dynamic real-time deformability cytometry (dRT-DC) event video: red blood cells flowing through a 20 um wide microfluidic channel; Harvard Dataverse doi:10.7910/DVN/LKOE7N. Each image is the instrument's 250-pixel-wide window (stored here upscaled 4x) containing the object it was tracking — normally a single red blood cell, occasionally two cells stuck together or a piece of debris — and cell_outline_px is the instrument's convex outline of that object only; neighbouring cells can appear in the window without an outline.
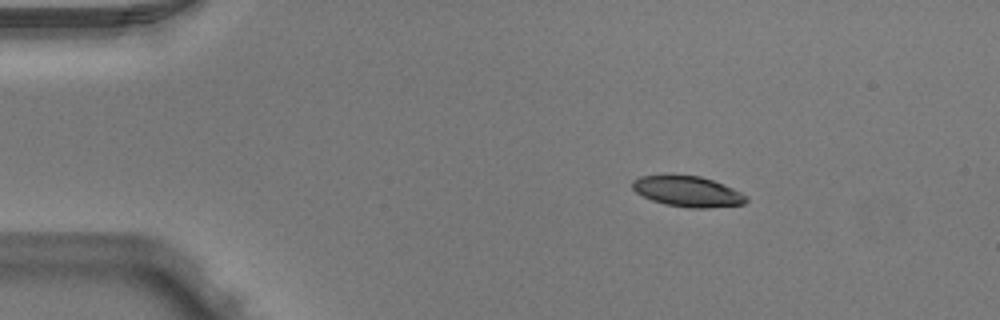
{"species": "Egyptian fruit bat (a non-hibernating species)", "species_latin": "Rousettus aegyptiacus", "temperature_condition": "warm", "stored_images_in_passage": 6, "camera_frame_rate_fps": 3000, "um_per_image_px": 0.085, "animal": {"sex": "male"}, "frame": {"image": 1, "passage_image": 2, "time_ms": 0.333, "image_size_px": [1000, 320], "cell_outline_px": [[748, 200], [744, 204], [708, 208], [688, 208], [664, 204], [652, 200], [636, 192], [632, 188], [632, 180], [640, 176], [664, 172], [668, 172], [700, 176], [724, 184], [748, 196]], "centroid_in_image_um": [58.4, 16.23], "position_along_channel_um": 26.6, "area_um2": 21.04}}
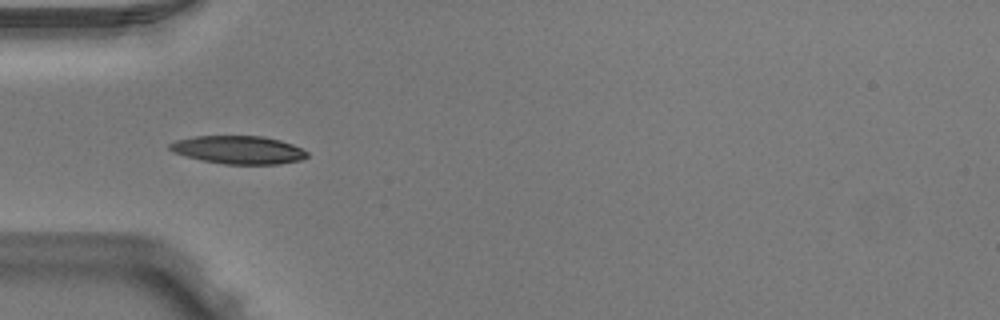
{"frame": {"image": 2, "passage_image": 4, "time_ms": 1.0, "image_size_px": [1000, 320], "cell_outline_px": [[308, 156], [300, 160], [280, 164], [224, 164], [200, 160], [172, 152], [168, 148], [168, 144], [176, 140], [196, 136], [264, 136], [280, 140], [292, 144], [308, 152]], "centroid_in_image_um": [20.25, 12.74], "position_along_channel_um": 64.8, "area_um2": 22.54}}
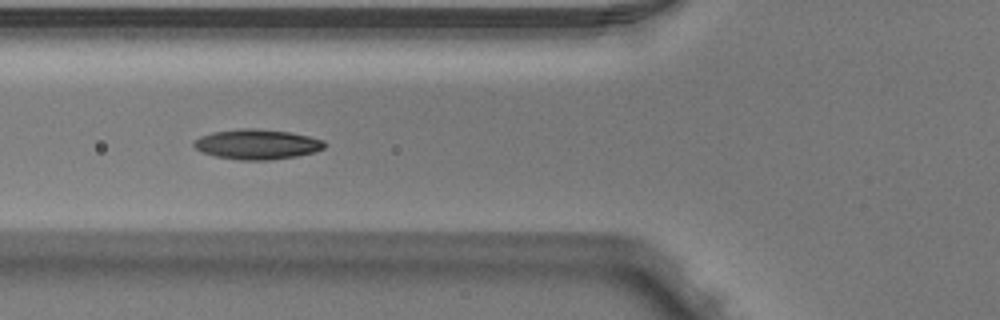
{"frame": {"image": 3, "passage_image": 5, "time_ms": 1.333, "image_size_px": [1000, 320], "cell_outline_px": [[324, 148], [312, 152], [296, 156], [272, 160], [240, 160], [216, 156], [200, 152], [192, 144], [200, 136], [212, 132], [240, 128], [256, 128], [288, 132], [308, 136], [324, 140]], "centroid_in_image_um": [21.81, 12.26], "position_along_channel_um": 104.0, "area_um2": 22.77}}